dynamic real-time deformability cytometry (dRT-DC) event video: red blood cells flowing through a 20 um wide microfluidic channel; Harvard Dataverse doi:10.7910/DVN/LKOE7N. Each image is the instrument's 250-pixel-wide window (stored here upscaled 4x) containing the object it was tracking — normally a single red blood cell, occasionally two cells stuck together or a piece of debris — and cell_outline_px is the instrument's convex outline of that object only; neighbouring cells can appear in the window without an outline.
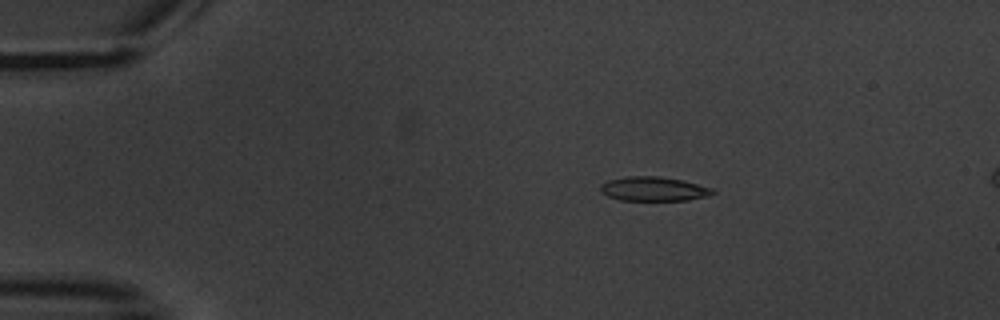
{"species": "common noctule bat (a hibernating species)", "species_latin": "Nyctalus noctula", "temperature_condition": "warm", "stored_images_in_passage": 5, "segment_of_instrument_passage": [1, 2], "camera_frame_rate_fps": 3000, "um_per_image_px": 0.085, "animal": {"sex": "male", "body_mass_g": 20.1, "forearm_length_mm": 53.5}, "frame": {"image": 1, "passage_image": 3, "time_ms": 2.667, "image_size_px": [1000, 320], "cell_outline_px": [[716, 192], [708, 196], [688, 200], [620, 200], [608, 196], [600, 192], [600, 184], [608, 180], [624, 176], [660, 176], [684, 180], [712, 188]], "centroid_in_image_um": [55.54, 16.05], "position_along_channel_um": 29.5, "area_um2": 16.01}}